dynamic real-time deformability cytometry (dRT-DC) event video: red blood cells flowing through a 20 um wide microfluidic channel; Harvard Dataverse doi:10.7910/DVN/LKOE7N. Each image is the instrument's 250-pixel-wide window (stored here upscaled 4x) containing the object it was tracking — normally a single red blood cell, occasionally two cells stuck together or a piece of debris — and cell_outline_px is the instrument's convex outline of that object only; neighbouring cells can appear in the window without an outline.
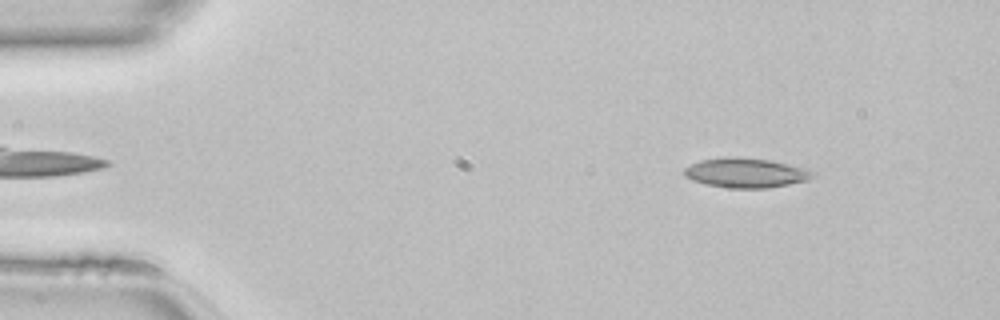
{"species": "common noctule bat (a hibernating species)", "species_latin": "Nyctalus noctula", "temperature_condition": "room temperature", "stored_images_in_passage": 46, "camera_frame_rate_fps": 3000, "um_per_image_px": 0.085, "animal": {"sex": "female", "body_mass_g": 22.7, "forearm_length_mm": 54.2}, "frame": {"image": 1, "passage_image": 5, "time_ms": 1.333, "image_size_px": [1000, 320], "cell_outline_px": [[816, 176], [808, 180], [768, 188], [732, 188], [704, 184], [692, 180], [684, 176], [684, 168], [700, 160], [772, 160], [808, 168], [816, 172]], "centroid_in_image_um": [63.49, 14.74], "position_along_channel_um": 21.5, "area_um2": 21.39}}
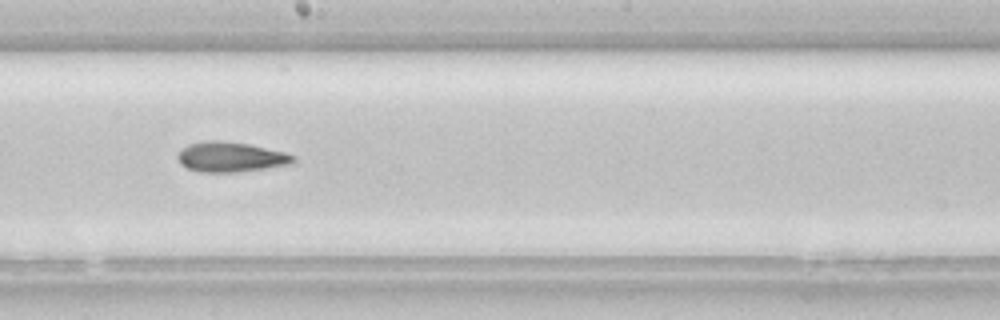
{"frame": {"image": 2, "passage_image": 25, "time_ms": 8.0, "image_size_px": [1000, 320], "cell_outline_px": [[296, 160], [292, 164], [236, 172], [200, 172], [188, 168], [180, 164], [176, 156], [188, 144], [204, 140], [220, 140], [248, 144], [284, 152], [296, 156]], "centroid_in_image_um": [19.6, 13.34], "position_along_channel_um": 228.6, "area_um2": 20.17}}
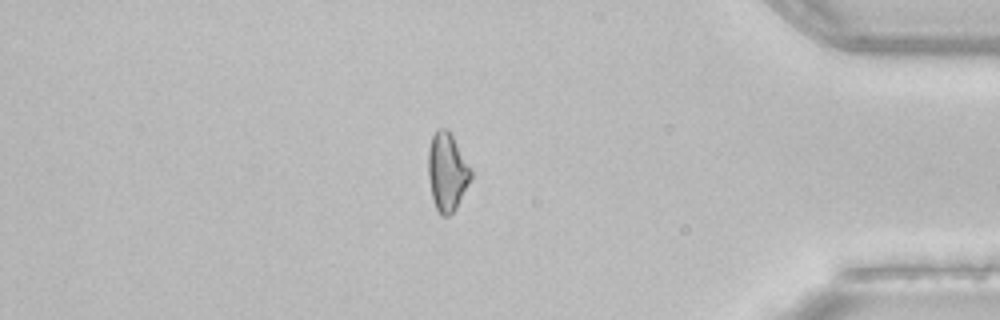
{"frame": {"image": 3, "passage_image": 39, "time_ms": 12.667, "image_size_px": [1000, 320], "cell_outline_px": [[472, 180], [456, 208], [448, 216], [440, 216], [436, 208], [432, 196], [428, 176], [428, 148], [432, 136], [436, 128], [448, 128], [472, 168]], "centroid_in_image_um": [38.02, 14.59], "position_along_channel_um": 397.2, "area_um2": 19.83}}